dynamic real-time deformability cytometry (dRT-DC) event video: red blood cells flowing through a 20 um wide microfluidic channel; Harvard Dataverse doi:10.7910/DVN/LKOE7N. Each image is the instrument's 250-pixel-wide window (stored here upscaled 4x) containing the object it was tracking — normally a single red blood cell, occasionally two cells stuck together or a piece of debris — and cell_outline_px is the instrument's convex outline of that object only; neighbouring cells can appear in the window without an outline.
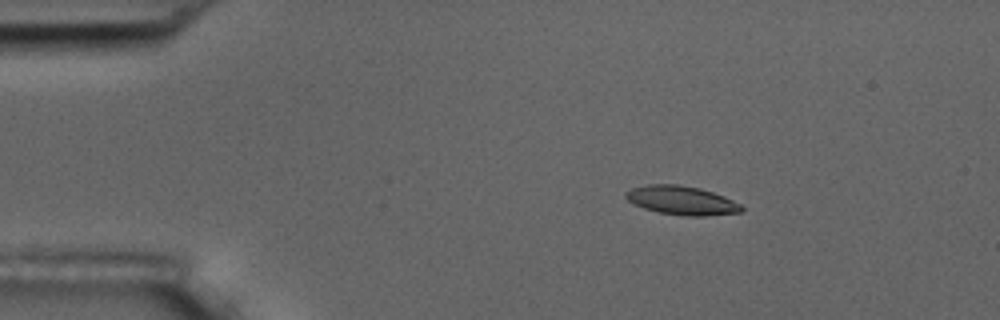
{"species": "common noctule bat (a hibernating species)", "species_latin": "Nyctalus noctula", "temperature_condition": "room temperature", "stored_images_in_passage": 5, "camera_frame_rate_fps": 3000, "um_per_image_px": 0.085, "animal": {"sex": "male", "body_mass_g": 17.5, "forearm_length_mm": 52.3}, "frame": {"image": 1, "passage_image": 3, "time_ms": 2.333, "image_size_px": [1000, 320], "cell_outline_px": [[744, 212], [704, 216], [684, 216], [660, 212], [644, 208], [628, 200], [624, 196], [624, 192], [632, 188], [648, 184], [676, 184], [700, 188], [724, 196], [740, 204], [744, 208]], "centroid_in_image_um": [57.96, 17.03], "position_along_channel_um": 27.0, "area_um2": 19.42}}